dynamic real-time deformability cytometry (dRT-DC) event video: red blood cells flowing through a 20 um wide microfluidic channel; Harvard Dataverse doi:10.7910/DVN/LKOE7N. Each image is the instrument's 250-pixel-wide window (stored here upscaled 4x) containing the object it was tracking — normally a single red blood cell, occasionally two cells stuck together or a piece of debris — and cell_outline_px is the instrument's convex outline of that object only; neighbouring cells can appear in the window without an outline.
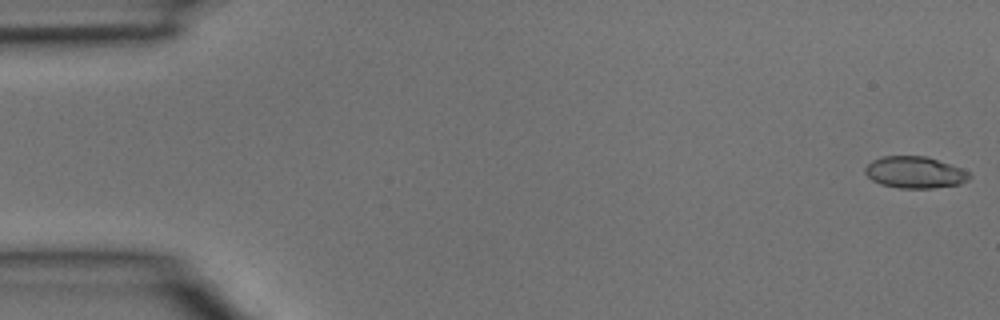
{"species": "common noctule bat (a hibernating species)", "species_latin": "Nyctalus noctula", "temperature_condition": "room temperature", "stored_images_in_passage": 5, "segment_of_instrument_passage": [1, 2], "camera_frame_rate_fps": 3000, "um_per_image_px": 0.085, "animal": {"sex": "male", "body_mass_g": 15.6}, "frame": {"image": 1, "passage_image": 1, "time_ms": 0.0, "image_size_px": [1000, 320], "cell_outline_px": [[972, 176], [968, 180], [960, 184], [932, 188], [900, 188], [880, 184], [872, 180], [864, 172], [864, 168], [872, 160], [884, 156], [928, 156], [960, 168], [968, 172]], "centroid_in_image_um": [77.75, 14.65], "position_along_channel_um": 7.2, "area_um2": 19.25}}
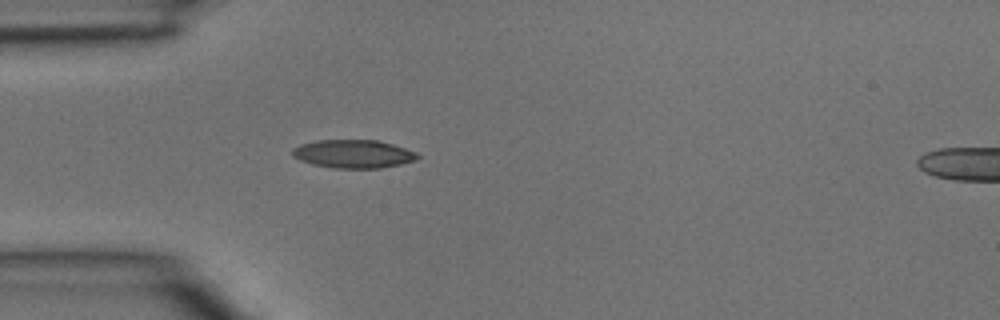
{"frame": {"image": 2, "passage_image": 4, "time_ms": 1.0, "image_size_px": [1000, 320], "cell_outline_px": [[420, 156], [416, 160], [400, 164], [380, 168], [332, 168], [312, 164], [300, 160], [292, 156], [292, 148], [300, 144], [316, 140], [380, 140], [416, 152]], "centroid_in_image_um": [30.01, 13.08], "position_along_channel_um": 55.0, "area_um2": 20.69}}